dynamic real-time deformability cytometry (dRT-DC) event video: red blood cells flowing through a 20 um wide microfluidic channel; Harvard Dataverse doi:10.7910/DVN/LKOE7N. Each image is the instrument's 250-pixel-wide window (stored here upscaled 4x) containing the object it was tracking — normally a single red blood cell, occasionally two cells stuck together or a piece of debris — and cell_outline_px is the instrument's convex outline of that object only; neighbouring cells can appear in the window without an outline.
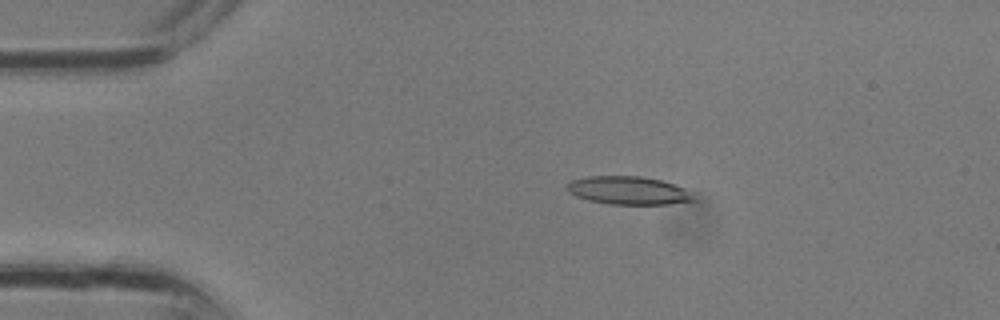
{"species": "common noctule bat (a hibernating species)", "species_latin": "Nyctalus noctula", "temperature_condition": "room temperature", "stored_images_in_passage": 2, "camera_frame_rate_fps": 3000, "um_per_image_px": 0.085, "animal": {"sex": "male", "body_mass_g": 13.3}, "frame": {"image": 1, "passage_image": 1, "time_ms": 0.0, "image_size_px": [1000, 320], "cell_outline_px": [[696, 200], [668, 204], [608, 204], [588, 200], [576, 196], [568, 192], [568, 184], [572, 180], [588, 176], [640, 176], [660, 180], [684, 188]], "centroid_in_image_um": [53.38, 16.19], "position_along_channel_um": 31.6, "area_um2": 20.46}}
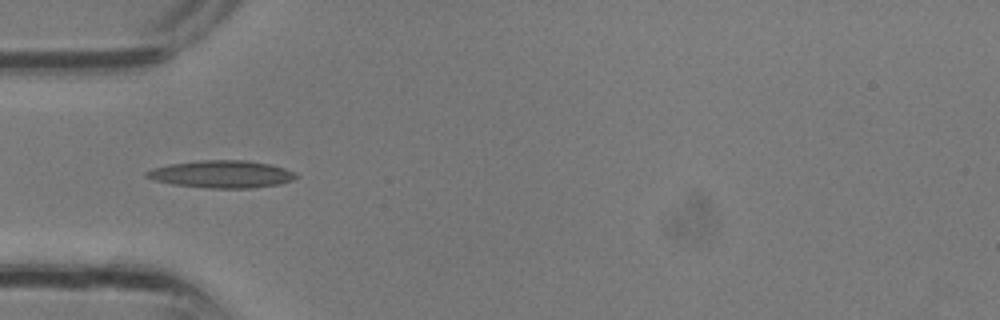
{"frame": {"image": 2, "passage_image": 2, "time_ms": 0.333, "image_size_px": [1000, 320], "cell_outline_px": [[300, 176], [292, 180], [280, 184], [252, 188], [204, 188], [172, 184], [156, 180], [144, 176], [144, 172], [152, 168], [168, 164], [200, 160], [248, 160], [272, 164], [284, 168]], "centroid_in_image_um": [18.83, 14.8], "position_along_channel_um": 66.2, "area_um2": 24.04}}